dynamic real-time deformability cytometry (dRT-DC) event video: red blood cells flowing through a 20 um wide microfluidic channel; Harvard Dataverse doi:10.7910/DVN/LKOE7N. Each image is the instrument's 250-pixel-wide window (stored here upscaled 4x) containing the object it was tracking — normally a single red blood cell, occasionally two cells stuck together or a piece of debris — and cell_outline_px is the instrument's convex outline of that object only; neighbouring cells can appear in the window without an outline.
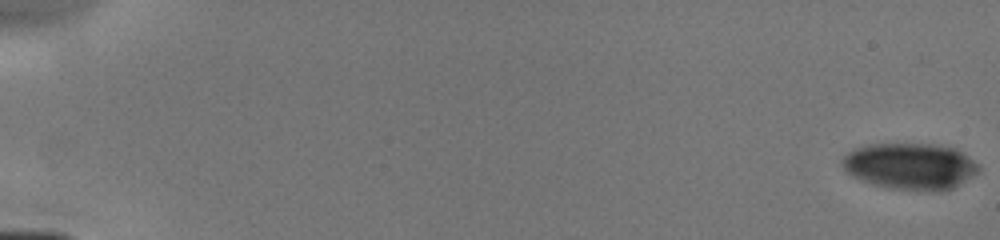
{"species": "human", "species_latin": "Homo sapiens", "temperature_condition": "cold", "stored_images_in_passage": 4, "camera_frame_rate_fps": 3000, "um_per_image_px": 0.085, "donor": {"sex": "male"}, "frame": {"image": 1, "passage_image": 1, "time_ms": 0.0, "image_size_px": [1000, 240], "cell_outline_px": [[980, 172], [952, 188], [888, 188], [872, 184], [860, 180], [852, 176], [840, 164], [840, 160], [848, 152], [856, 148], [868, 144], [932, 144], [956, 148], [964, 152], [980, 164]], "centroid_in_image_um": [77.37, 14.08], "position_along_channel_um": 7.6, "area_um2": 36.47}}